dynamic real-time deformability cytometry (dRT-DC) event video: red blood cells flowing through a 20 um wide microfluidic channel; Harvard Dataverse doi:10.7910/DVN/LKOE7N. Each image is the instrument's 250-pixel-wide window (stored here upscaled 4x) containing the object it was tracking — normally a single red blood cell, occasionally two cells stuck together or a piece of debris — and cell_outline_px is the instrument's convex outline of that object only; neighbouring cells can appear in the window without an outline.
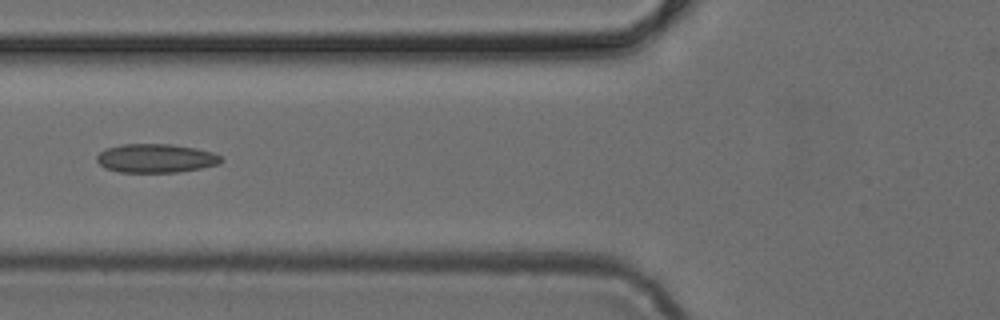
{"species": "common noctule bat (a hibernating species)", "species_latin": "Nyctalus noctula", "temperature_condition": "cold", "stored_images_in_passage": 5, "camera_frame_rate_fps": 3000, "um_per_image_px": 0.085, "animal": {"sex": "female", "body_mass_g": 24.6, "forearm_length_mm": 56.2}, "frame": {"image": 1, "passage_image": 4, "time_ms": 1.0, "image_size_px": [1000, 320], "cell_outline_px": [[224, 160], [220, 164], [180, 172], [120, 172], [104, 168], [96, 160], [96, 156], [100, 152], [108, 148], [120, 144], [172, 144], [196, 148], [212, 152], [220, 156]], "centroid_in_image_um": [13.26, 13.45], "position_along_channel_um": 112.5, "area_um2": 20.92}}
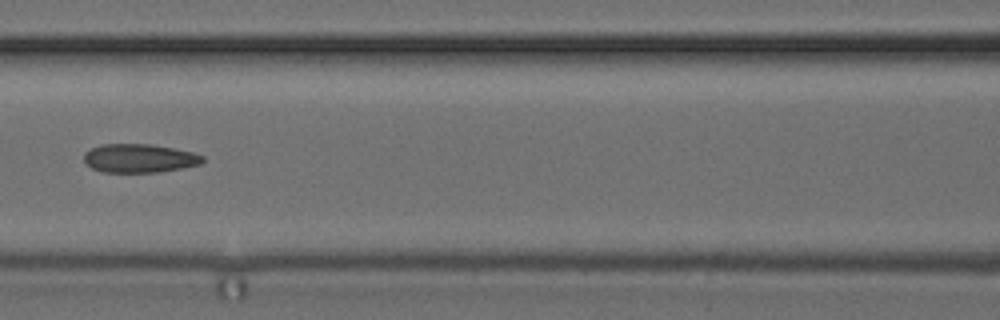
{"frame": {"image": 2, "passage_image": 5, "time_ms": 1.333, "image_size_px": [1000, 320], "cell_outline_px": [[204, 160], [200, 164], [160, 172], [100, 172], [84, 164], [84, 152], [92, 148], [104, 144], [148, 144], [172, 148], [192, 152], [204, 156]], "centroid_in_image_um": [11.81, 13.46], "position_along_channel_um": 154.8, "area_um2": 19.77}}